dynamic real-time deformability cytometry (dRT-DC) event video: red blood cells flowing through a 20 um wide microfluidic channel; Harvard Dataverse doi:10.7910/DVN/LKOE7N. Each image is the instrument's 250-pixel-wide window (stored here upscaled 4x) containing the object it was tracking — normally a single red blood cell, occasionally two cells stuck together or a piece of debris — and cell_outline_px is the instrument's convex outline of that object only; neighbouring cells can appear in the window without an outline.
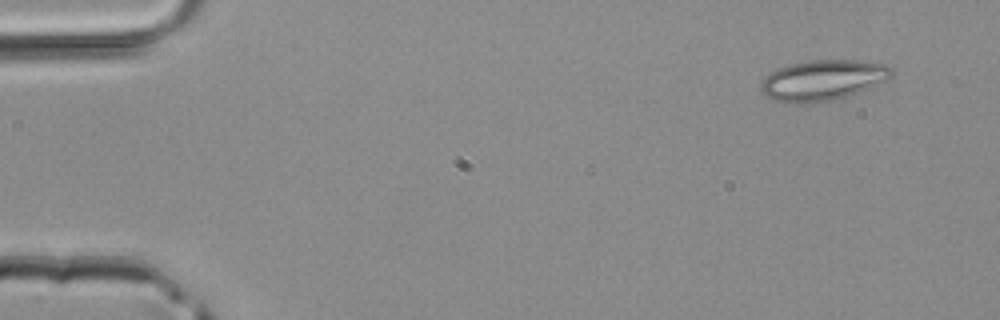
{"species": "common noctule bat (a hibernating species)", "species_latin": "Nyctalus noctula", "temperature_condition": "room temperature", "stored_images_in_passage": 5, "camera_frame_rate_fps": 3000, "um_per_image_px": 0.085, "animal": {"sex": "male", "body_mass_g": 20.4}, "frame": {"image": 1, "passage_image": 1, "time_ms": 0.0, "image_size_px": [1000, 320], "cell_outline_px": [[892, 76], [888, 80], [872, 88], [848, 96], [832, 100], [812, 104], [788, 104], [776, 100], [760, 92], [760, 84], [776, 68], [788, 64], [812, 60], [856, 60], [888, 64], [892, 68]], "centroid_in_image_um": [69.98, 6.83], "position_along_channel_um": 15.0, "area_um2": 31.39}}
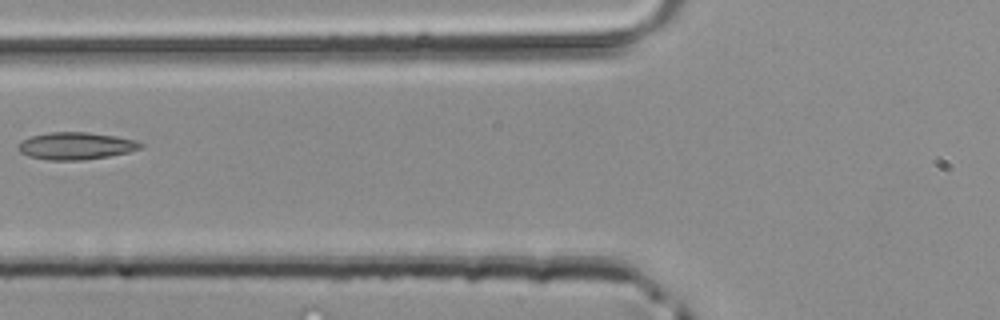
{"frame": {"image": 2, "passage_image": 5, "time_ms": 1.333, "image_size_px": [1000, 320], "cell_outline_px": [[144, 144], [140, 148], [128, 152], [108, 156], [80, 160], [48, 160], [28, 156], [20, 152], [16, 148], [16, 144], [32, 136], [48, 132], [88, 132], [116, 136], [136, 140]], "centroid_in_image_um": [6.42, 12.39], "position_along_channel_um": 119.4, "area_um2": 19.42}}